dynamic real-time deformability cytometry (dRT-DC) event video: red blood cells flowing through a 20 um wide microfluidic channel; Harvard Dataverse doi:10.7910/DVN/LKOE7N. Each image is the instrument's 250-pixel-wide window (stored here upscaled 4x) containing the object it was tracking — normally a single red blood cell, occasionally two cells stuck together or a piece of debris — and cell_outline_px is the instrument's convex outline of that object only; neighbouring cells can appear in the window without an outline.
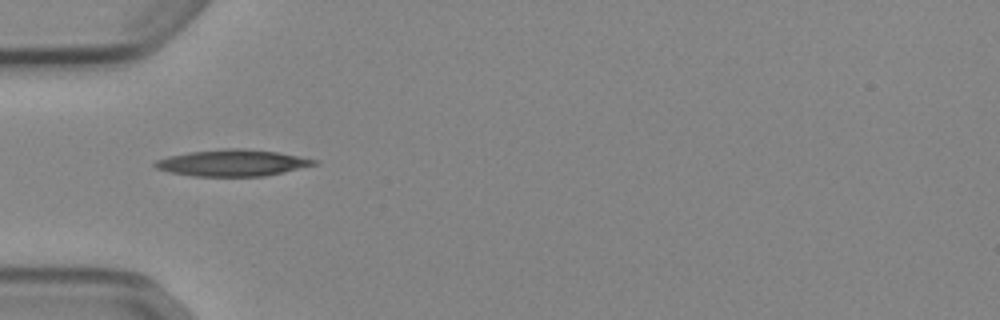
{"species": "Egyptian fruit bat (a non-hibernating species)", "species_latin": "Rousettus aegyptiacus", "temperature_condition": "cold", "stored_images_in_passage": 36, "camera_frame_rate_fps": 3000, "um_per_image_px": 0.085, "animal": {"sex": "female"}, "frame": {"image": 1, "passage_image": 1, "time_ms": 0.0, "image_size_px": [1000, 320], "cell_outline_px": [[320, 164], [284, 172], [264, 176], [196, 176], [172, 172], [156, 168], [152, 164], [156, 160], [168, 156], [188, 152], [224, 148], [244, 148], [276, 152], [300, 156], [320, 160]], "centroid_in_image_um": [19.82, 13.83], "position_along_channel_um": 65.2, "area_um2": 24.68}}
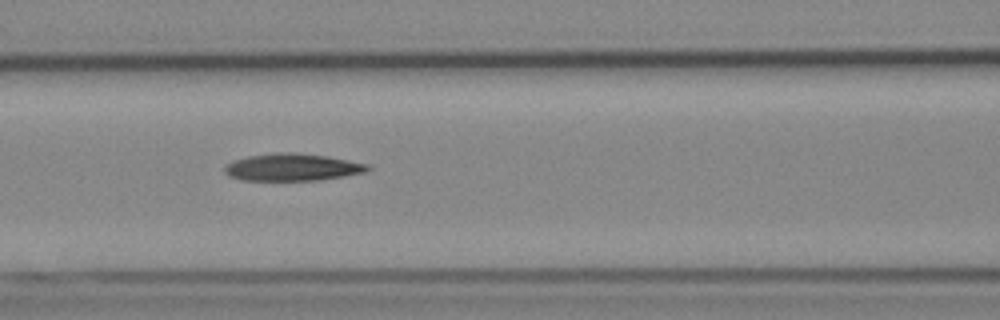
{"frame": {"image": 2, "passage_image": 7, "time_ms": 2.0, "image_size_px": [1000, 320], "cell_outline_px": [[372, 168], [364, 172], [344, 176], [320, 180], [240, 180], [228, 176], [224, 172], [224, 168], [232, 160], [248, 156], [276, 152], [296, 152], [328, 156], [368, 164]], "centroid_in_image_um": [24.83, 14.21], "position_along_channel_um": 141.8, "area_um2": 22.83}}
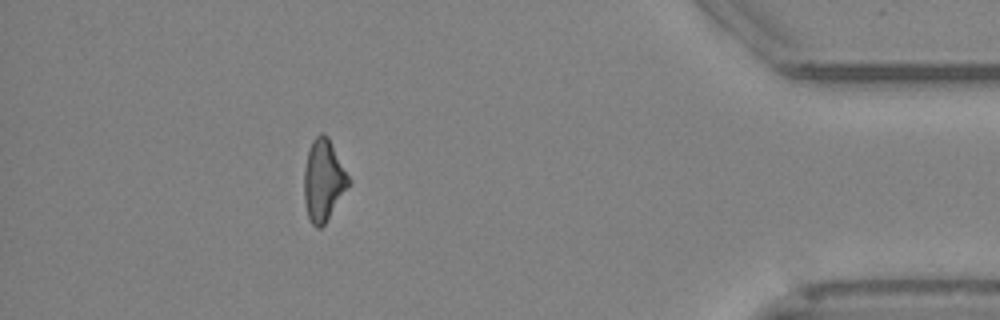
{"frame": {"image": 3, "passage_image": 31, "time_ms": 10.0, "image_size_px": [1000, 320], "cell_outline_px": [[352, 180], [324, 224], [320, 228], [316, 228], [312, 224], [308, 216], [304, 200], [304, 168], [308, 152], [312, 140], [320, 132], [324, 132], [328, 136]], "centroid_in_image_um": [27.49, 15.28], "position_along_channel_um": 407.7, "area_um2": 21.1}, "authors_computed_cell_mechanics": {"area_um2": 21.964, "velocity_mm_per_s": 3.9059, "shape_relaxation_time_tau1_ms": 7.698, "shape_relaxation_time_tau2_ms": null, "deformation_change_tau1": 0.1968, "deformation_change_tau2": null}}